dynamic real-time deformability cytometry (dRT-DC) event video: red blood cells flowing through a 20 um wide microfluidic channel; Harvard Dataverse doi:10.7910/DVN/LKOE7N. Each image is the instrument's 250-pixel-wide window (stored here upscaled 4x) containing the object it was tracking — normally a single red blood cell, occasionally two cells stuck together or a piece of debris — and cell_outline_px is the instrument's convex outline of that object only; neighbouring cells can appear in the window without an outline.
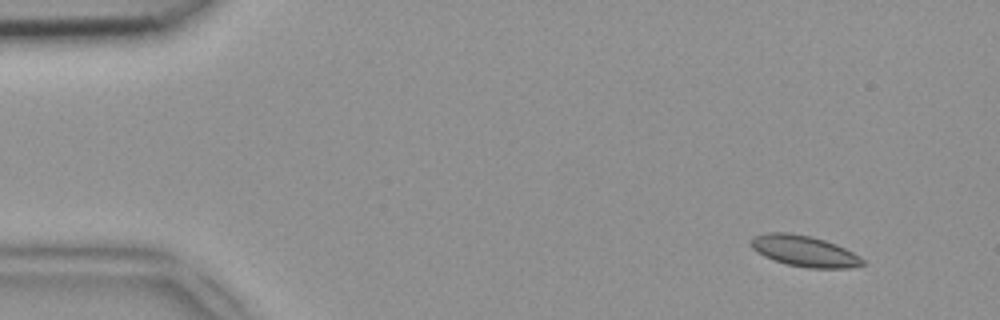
{"species": "common noctule bat (a hibernating species)", "species_latin": "Nyctalus noctula", "temperature_condition": "room temperature", "stored_images_in_passage": 49, "camera_frame_rate_fps": 3000, "um_per_image_px": 0.085, "animal": {"sex": "female", "body_mass_g": 18.4}, "frame": {"image": 1, "passage_image": 4, "time_ms": 1.0, "image_size_px": [1000, 320], "cell_outline_px": [[864, 264], [848, 268], [808, 268], [788, 264], [764, 256], [756, 252], [748, 244], [752, 236], [768, 232], [788, 232], [808, 236], [824, 240], [836, 244], [860, 256], [864, 260]], "centroid_in_image_um": [68.32, 21.33], "position_along_channel_um": 16.7, "area_um2": 20.11}}
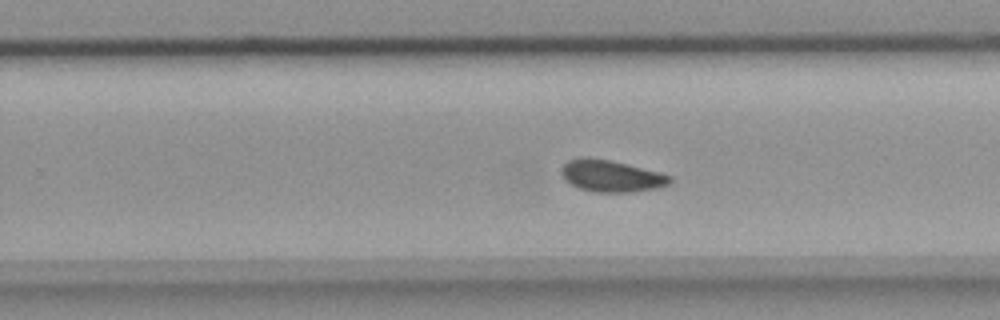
{"frame": {"image": 2, "passage_image": 31, "time_ms": 10.0, "image_size_px": [1000, 320], "cell_outline_px": [[672, 184], [656, 188], [632, 192], [596, 192], [580, 188], [572, 184], [564, 176], [560, 168], [568, 160], [580, 156], [584, 156], [608, 160], [660, 172], [672, 176]], "centroid_in_image_um": [51.99, 14.95], "position_along_channel_um": 277.8, "area_um2": 19.94}}
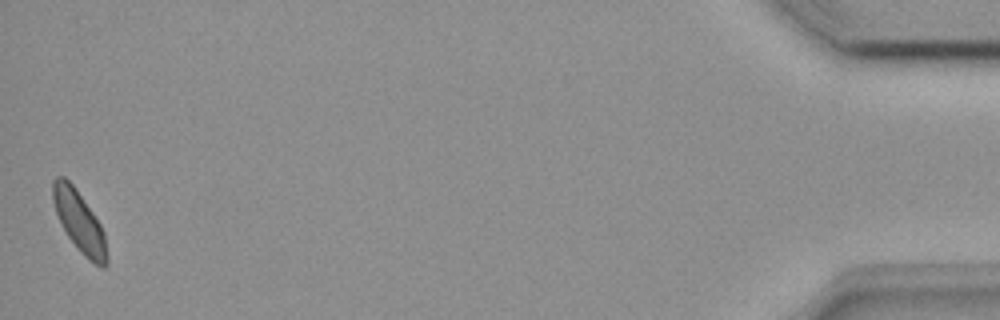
{"frame": {"image": 3, "passage_image": 49, "time_ms": 16.0, "image_size_px": [1000, 320], "cell_outline_px": [[108, 264], [104, 268], [100, 268], [88, 260], [76, 248], [68, 236], [56, 212], [52, 200], [52, 180], [56, 176], [64, 176], [76, 188], [100, 224], [104, 232], [108, 260]], "centroid_in_image_um": [6.75, 18.86], "position_along_channel_um": 428.5, "area_um2": 19.19}}